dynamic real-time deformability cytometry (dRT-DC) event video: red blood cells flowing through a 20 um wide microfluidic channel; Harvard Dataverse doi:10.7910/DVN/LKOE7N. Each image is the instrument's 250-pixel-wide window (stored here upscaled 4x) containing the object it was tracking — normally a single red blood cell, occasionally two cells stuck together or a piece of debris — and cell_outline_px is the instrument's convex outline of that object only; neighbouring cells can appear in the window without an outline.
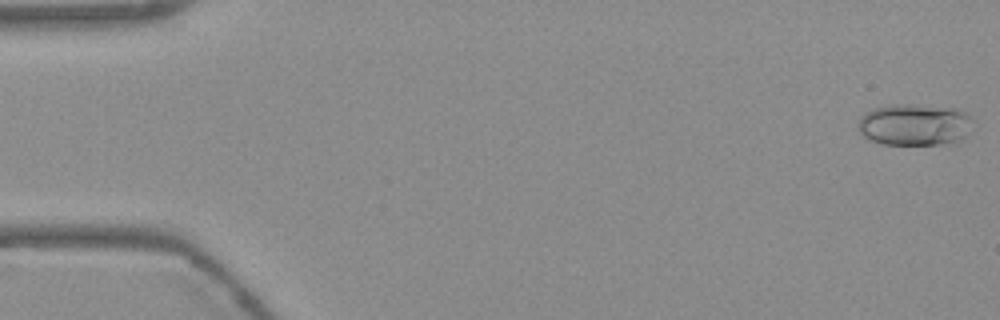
{"species": "Egyptian fruit bat (a non-hibernating species)", "species_latin": "Rousettus aegyptiacus", "temperature_condition": "warm", "stored_images_in_passage": 54, "camera_frame_rate_fps": 3000, "um_per_image_px": 0.085, "frame": {"image": 1, "passage_image": 1, "time_ms": 0.0, "image_size_px": [1000, 320], "cell_outline_px": [[972, 116], [964, 136], [956, 140], [940, 144], [880, 144], [868, 140], [860, 132], [860, 116], [864, 112], [872, 108], [892, 104], [908, 104], [956, 108], [968, 112]], "centroid_in_image_um": [77.68, 10.57], "position_along_channel_um": 7.3, "area_um2": 27.69}}
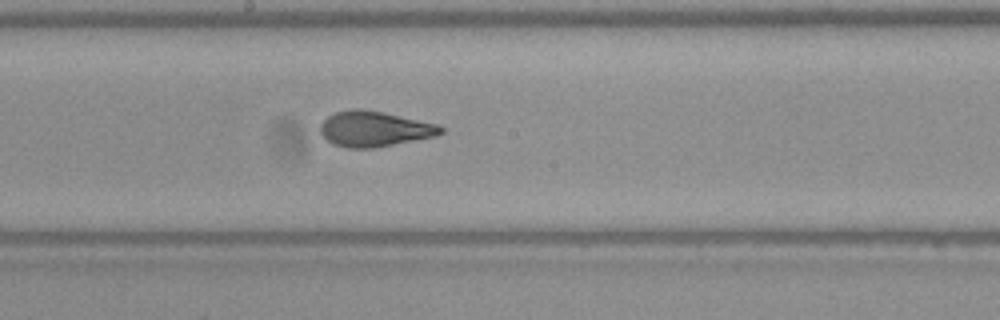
{"frame": {"image": 2, "passage_image": 29, "time_ms": 9.333, "image_size_px": [1000, 320], "cell_outline_px": [[444, 132], [436, 136], [372, 148], [348, 148], [332, 144], [320, 132], [320, 124], [328, 116], [336, 112], [352, 108], [360, 108], [384, 112], [440, 124], [444, 128]], "centroid_in_image_um": [31.85, 10.94], "position_along_channel_um": 216.4, "area_um2": 24.97}}
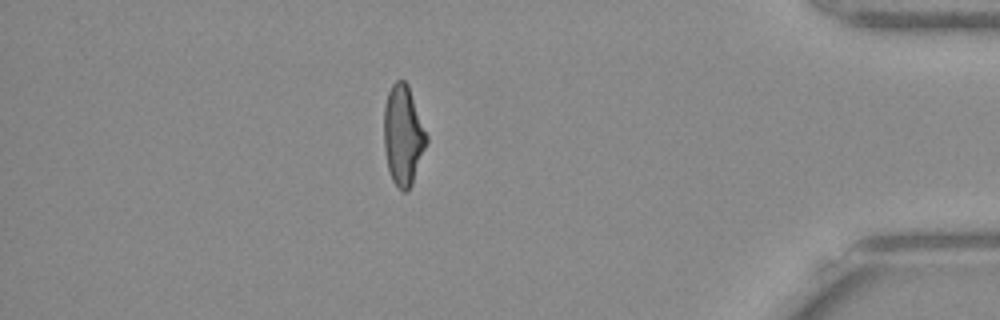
{"frame": {"image": 3, "passage_image": 47, "time_ms": 15.333, "image_size_px": [1000, 320], "cell_outline_px": [[428, 140], [412, 184], [408, 192], [404, 192], [392, 180], [388, 168], [384, 148], [384, 104], [388, 92], [392, 84], [396, 80], [404, 80], [408, 84], [428, 136]], "centroid_in_image_um": [34.26, 11.48], "position_along_channel_um": 400.9, "area_um2": 24.8}, "authors_computed_cell_mechanics": {"area_um2": 24.9118, "velocity_mm_per_s": 3.7669, "shape_relaxation_time_tau1_ms": null, "shape_relaxation_time_tau2_ms": 0.808, "deformation_change_tau1": null, "deformation_change_tau2": 0.075}}